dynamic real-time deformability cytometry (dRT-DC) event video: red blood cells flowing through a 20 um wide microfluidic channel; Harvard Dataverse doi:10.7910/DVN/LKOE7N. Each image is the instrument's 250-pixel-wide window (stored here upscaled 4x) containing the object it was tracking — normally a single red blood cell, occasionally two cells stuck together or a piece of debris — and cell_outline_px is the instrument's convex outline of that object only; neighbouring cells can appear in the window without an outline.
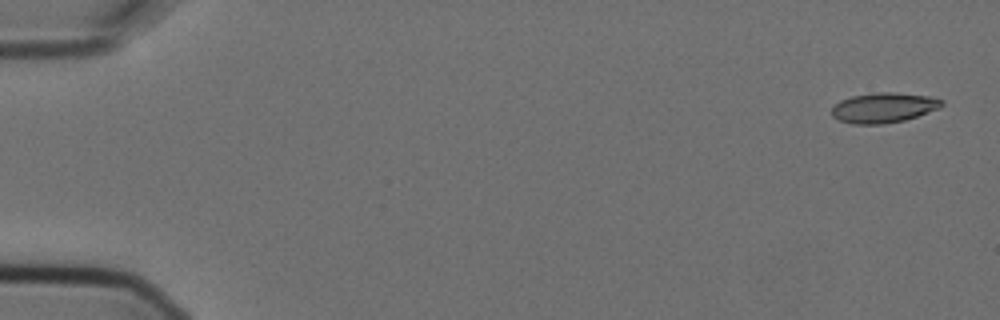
{"species": "Egyptian fruit bat (a non-hibernating species)", "species_latin": "Rousettus aegyptiacus", "temperature_condition": "cold", "stored_images_in_passage": 4, "camera_frame_rate_fps": 3000, "um_per_image_px": 0.085, "animal": {"sex": "female"}, "frame": {"image": 1, "passage_image": 1, "time_ms": 0.0, "image_size_px": [1000, 320], "cell_outline_px": [[944, 104], [940, 108], [904, 120], [884, 124], [852, 124], [840, 120], [832, 116], [832, 104], [840, 100], [852, 96], [876, 92], [892, 92], [928, 96], [944, 100]], "centroid_in_image_um": [75.09, 9.15], "position_along_channel_um": 9.9, "area_um2": 19.31}}